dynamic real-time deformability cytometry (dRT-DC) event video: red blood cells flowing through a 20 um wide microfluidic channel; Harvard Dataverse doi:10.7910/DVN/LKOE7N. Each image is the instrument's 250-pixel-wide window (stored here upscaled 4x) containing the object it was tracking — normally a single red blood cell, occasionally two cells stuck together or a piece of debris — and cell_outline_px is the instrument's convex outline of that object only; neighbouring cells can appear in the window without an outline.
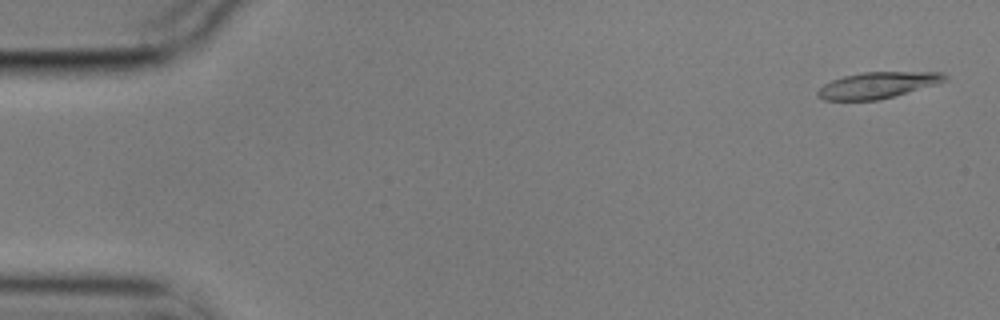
{"species": "common noctule bat (a hibernating species)", "species_latin": "Nyctalus noctula", "temperature_condition": "cold", "stored_images_in_passage": 10, "camera_frame_rate_fps": 3000, "um_per_image_px": 0.085, "animal": {"sex": "male", "body_mass_g": 17.9}, "frame": {"image": 1, "passage_image": 1, "time_ms": 0.0, "image_size_px": [1000, 320], "cell_outline_px": [[948, 80], [936, 84], [880, 100], [824, 100], [816, 96], [816, 92], [824, 84], [832, 80], [844, 76], [860, 72], [944, 72], [948, 76]], "centroid_in_image_um": [74.6, 7.23], "position_along_channel_um": 10.4, "area_um2": 19.48}}